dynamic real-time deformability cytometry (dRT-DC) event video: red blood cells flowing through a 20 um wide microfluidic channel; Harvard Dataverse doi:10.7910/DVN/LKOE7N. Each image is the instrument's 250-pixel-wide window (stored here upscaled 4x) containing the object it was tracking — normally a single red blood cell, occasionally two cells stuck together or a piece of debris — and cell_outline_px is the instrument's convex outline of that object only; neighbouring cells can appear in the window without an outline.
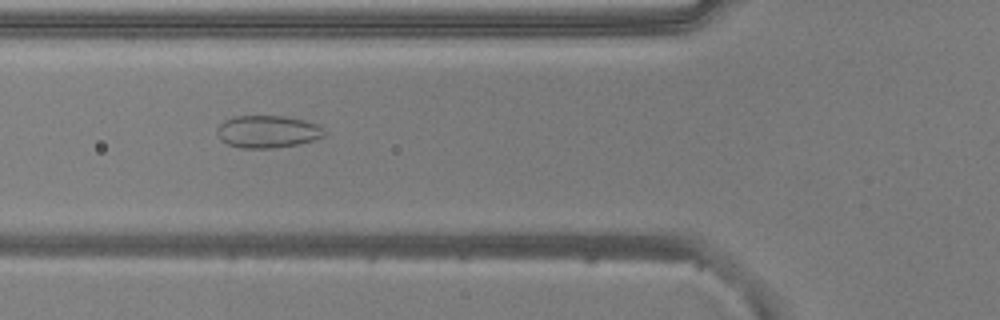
{"species": "common noctule bat (a hibernating species)", "species_latin": "Nyctalus noctula", "temperature_condition": "warm", "stored_images_in_passage": 50, "camera_frame_rate_fps": 3000, "um_per_image_px": 0.085, "animal": {"sex": "male", "body_mass_g": 20.5, "forearm_length_mm": 52.5}, "frame": {"image": 1, "passage_image": 17, "time_ms": 5.333, "image_size_px": [1000, 320], "cell_outline_px": [[324, 136], [312, 140], [296, 144], [272, 148], [240, 148], [228, 144], [220, 140], [216, 132], [216, 128], [224, 120], [236, 116], [284, 116], [304, 120], [316, 124], [324, 132]], "centroid_in_image_um": [22.67, 11.19], "position_along_channel_um": 103.1, "area_um2": 20.06}}
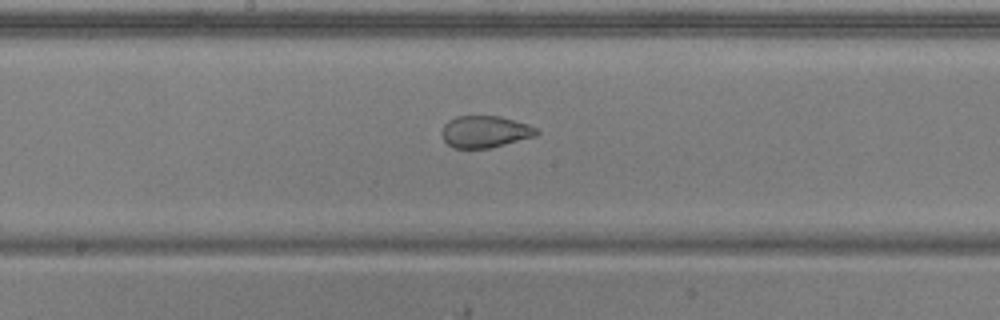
{"frame": {"image": 2, "passage_image": 25, "time_ms": 8.0, "image_size_px": [1000, 320], "cell_outline_px": [[540, 132], [536, 136], [488, 148], [452, 148], [444, 140], [440, 132], [444, 124], [448, 120], [456, 116], [500, 116], [528, 124], [540, 128]], "centroid_in_image_um": [41.23, 11.18], "position_along_channel_um": 207.0, "area_um2": 17.74}}
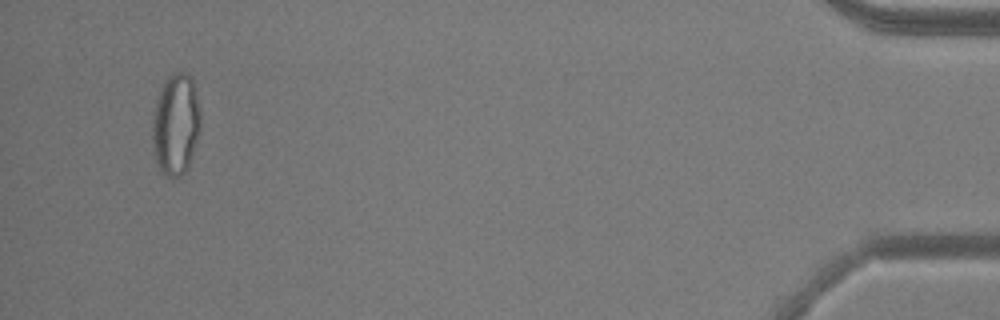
{"frame": {"image": 3, "passage_image": 48, "time_ms": 15.667, "image_size_px": [1000, 320], "cell_outline_px": [[200, 132], [188, 168], [176, 180], [172, 180], [164, 176], [160, 172], [156, 164], [152, 144], [152, 112], [156, 96], [164, 80], [172, 72], [188, 72], [192, 76], [196, 88], [200, 108]], "centroid_in_image_um": [14.92, 10.57], "position_along_channel_um": 420.3, "area_um2": 29.77}, "authors_computed_cell_mechanics": {"area_um2": 23.8425, "velocity_mm_per_s": 3.8649, "shape_relaxation_time_tau1_ms": null, "shape_relaxation_time_tau2_ms": 1.0763, "deformation_change_tau1": null, "deformation_change_tau2": 0.059}}